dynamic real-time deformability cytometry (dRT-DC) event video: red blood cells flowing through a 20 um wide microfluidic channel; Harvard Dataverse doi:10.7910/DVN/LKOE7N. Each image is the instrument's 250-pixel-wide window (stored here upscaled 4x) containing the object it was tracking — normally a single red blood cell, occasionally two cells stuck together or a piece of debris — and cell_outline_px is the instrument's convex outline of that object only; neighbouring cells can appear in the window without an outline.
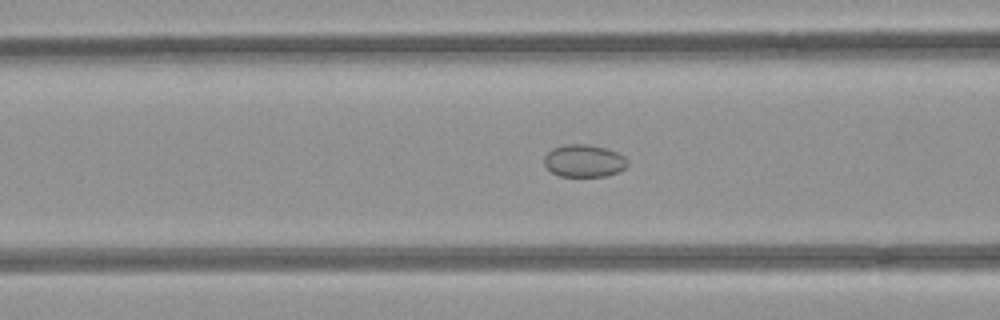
{"species": "common noctule bat (a hibernating species)", "species_latin": "Nyctalus noctula", "temperature_condition": "room temperature", "stored_images_in_passage": 52, "camera_frame_rate_fps": 3000, "um_per_image_px": 0.085, "animal": {"sex": "female", "body_mass_g": 21.9}, "frame": {"image": 1, "passage_image": 20, "time_ms": 6.333, "image_size_px": [1000, 320], "cell_outline_px": [[628, 164], [620, 172], [604, 176], [560, 176], [552, 172], [544, 164], [544, 156], [552, 148], [564, 144], [588, 144], [608, 148], [624, 156], [628, 160]], "centroid_in_image_um": [49.65, 13.66], "position_along_channel_um": 116.9, "area_um2": 15.9}}
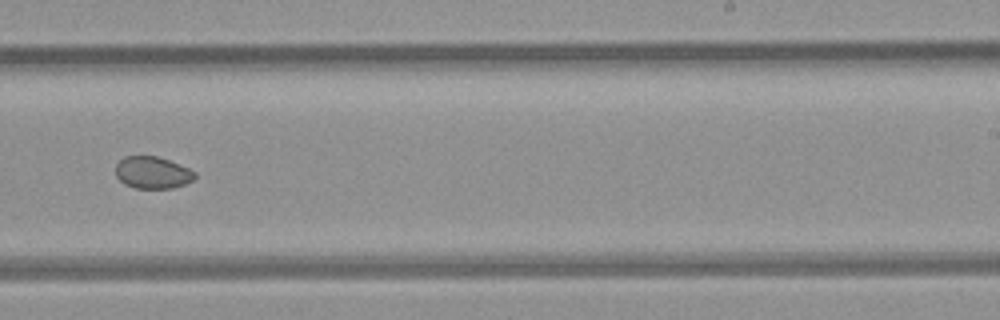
{"frame": {"image": 2, "passage_image": 32, "time_ms": 10.333, "image_size_px": [1000, 320], "cell_outline_px": [[196, 176], [192, 180], [184, 184], [172, 188], [136, 188], [124, 184], [116, 176], [116, 164], [124, 156], [156, 156], [168, 160], [188, 168], [196, 172]], "centroid_in_image_um": [12.95, 14.67], "position_along_channel_um": 276.1, "area_um2": 14.68}}
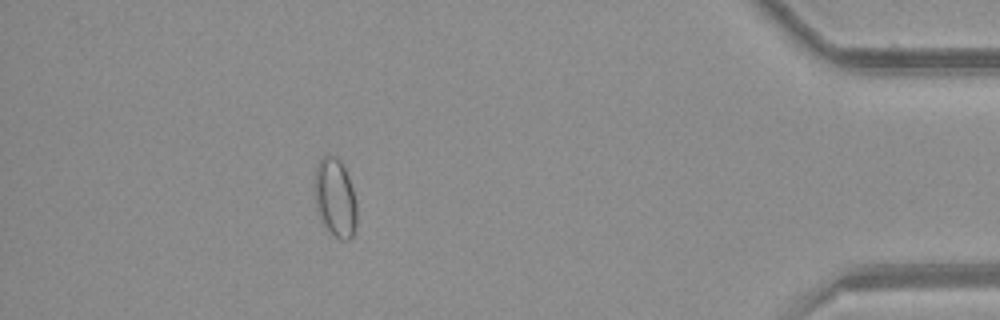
{"frame": {"image": 3, "passage_image": 46, "time_ms": 15.0, "image_size_px": [1000, 320], "cell_outline_px": [[356, 232], [348, 240], [340, 240], [324, 228], [320, 220], [316, 208], [312, 192], [312, 184], [316, 164], [320, 156], [324, 152], [328, 152], [336, 156], [340, 160], [348, 176], [356, 200]], "centroid_in_image_um": [28.42, 16.76], "position_along_channel_um": 406.8, "area_um2": 20.46}, "authors_computed_cell_mechanics": {"area_um2": 17.3978, "velocity_mm_per_s": 3.9828, "shape_relaxation_time_tau1_ms": null, "shape_relaxation_time_tau2_ms": 2.6504, "deformation_change_tau1": null, "deformation_change_tau2": 0.0359}}